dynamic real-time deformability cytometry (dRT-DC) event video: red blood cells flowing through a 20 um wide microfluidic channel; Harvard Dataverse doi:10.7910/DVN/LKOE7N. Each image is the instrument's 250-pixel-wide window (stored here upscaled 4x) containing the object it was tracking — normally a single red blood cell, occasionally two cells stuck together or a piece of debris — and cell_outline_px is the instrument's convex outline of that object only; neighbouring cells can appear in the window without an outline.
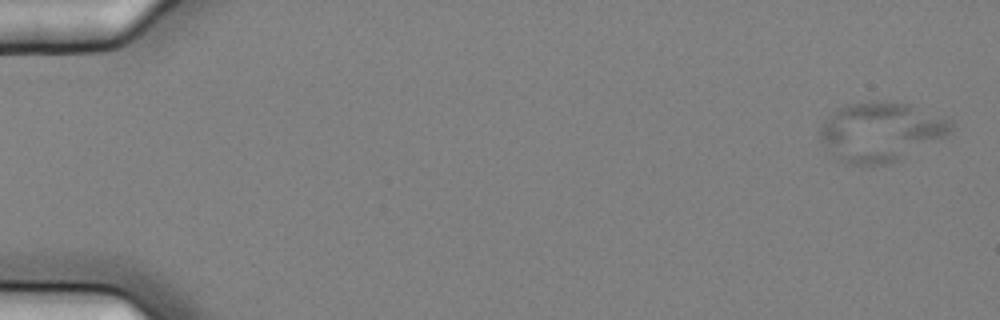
{"species": "common noctule bat (a hibernating species)", "species_latin": "Nyctalus noctula", "temperature_condition": "cold", "stored_images_in_passage": 8, "camera_frame_rate_fps": 3000, "um_per_image_px": 0.085, "animal": {"sex": "female", "body_mass_g": 25.1}, "frame": {"image": 1, "passage_image": 1, "time_ms": 0.0, "image_size_px": [1000, 320], "cell_outline_px": [[956, 128], [944, 136], [900, 160], [888, 164], [852, 164], [840, 160], [820, 140], [820, 128], [824, 120], [836, 108], [848, 104], [876, 100], [884, 100], [908, 104], [956, 120]], "centroid_in_image_um": [74.92, 11.16], "position_along_channel_um": 10.1, "area_um2": 45.32}}
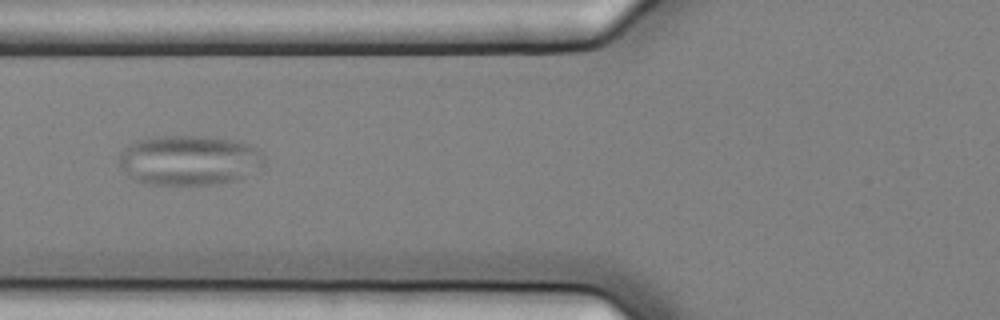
{"frame": {"image": 2, "passage_image": 6, "time_ms": 1.667, "image_size_px": [1000, 320], "cell_outline_px": [[264, 172], [240, 180], [216, 184], [144, 184], [132, 180], [128, 176], [120, 164], [120, 156], [124, 148], [128, 144], [136, 140], [156, 136], [208, 136], [240, 140], [256, 148], [264, 156]], "centroid_in_image_um": [16.18, 13.63], "position_along_channel_um": 109.6, "area_um2": 43.35}}
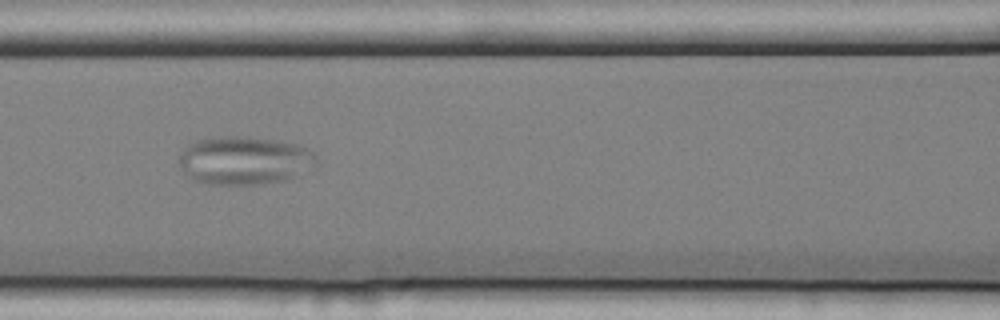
{"frame": {"image": 3, "passage_image": 7, "time_ms": 2.0, "image_size_px": [1000, 320], "cell_outline_px": [[316, 164], [312, 168], [288, 180], [260, 184], [208, 184], [192, 180], [188, 176], [180, 164], [180, 152], [188, 144], [196, 140], [220, 136], [248, 136], [276, 140], [296, 144], [308, 148], [316, 156]], "centroid_in_image_um": [20.78, 13.63], "position_along_channel_um": 145.8, "area_um2": 38.84}}